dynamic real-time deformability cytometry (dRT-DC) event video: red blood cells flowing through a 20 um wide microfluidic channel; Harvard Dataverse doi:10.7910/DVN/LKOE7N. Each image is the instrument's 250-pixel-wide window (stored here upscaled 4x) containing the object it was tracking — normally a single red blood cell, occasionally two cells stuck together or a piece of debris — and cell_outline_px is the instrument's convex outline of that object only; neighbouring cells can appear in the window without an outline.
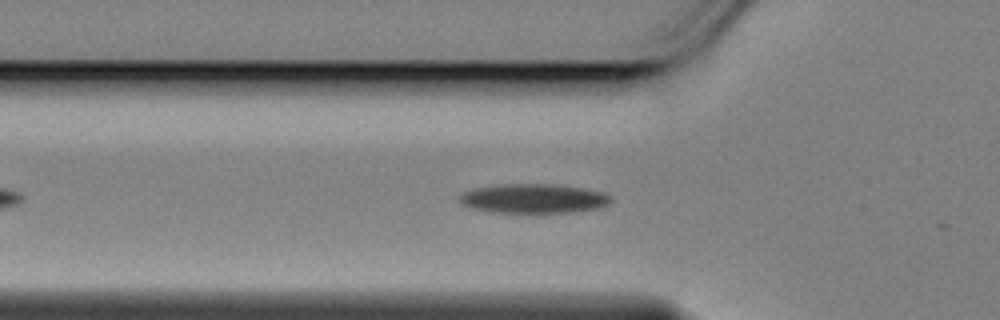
{"species": "Egyptian fruit bat (a non-hibernating species)", "species_latin": "Rousettus aegyptiacus", "temperature_condition": "cold", "stored_images_in_passage": 40, "camera_frame_rate_fps": 3000, "um_per_image_px": 0.085, "animal": {"sex": "female"}, "frame": {"image": 1, "passage_image": 9, "time_ms": 2.667, "image_size_px": [1000, 320], "cell_outline_px": [[612, 200], [608, 204], [600, 208], [576, 212], [492, 212], [476, 208], [464, 204], [460, 200], [460, 196], [464, 192], [472, 188], [496, 184], [556, 184], [580, 188], [600, 192], [612, 196]], "centroid_in_image_um": [45.39, 16.86], "position_along_channel_um": 80.4, "area_um2": 25.66}}
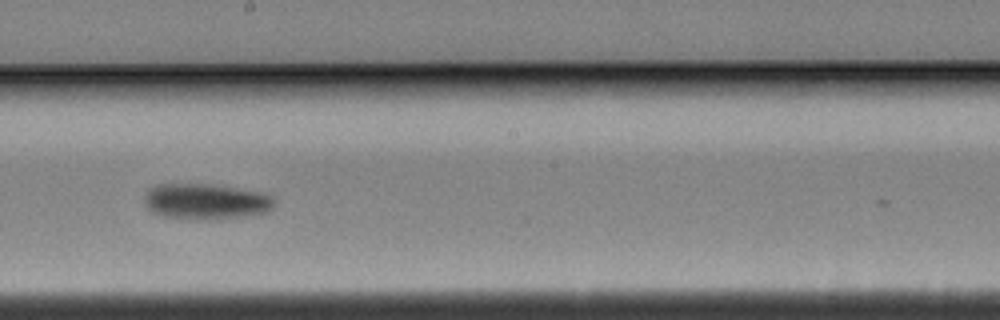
{"frame": {"image": 2, "passage_image": 22, "time_ms": 7.0, "image_size_px": [1000, 320], "cell_outline_px": [[276, 204], [268, 212], [244, 216], [208, 220], [188, 220], [164, 216], [152, 212], [144, 204], [144, 200], [148, 192], [152, 188], [164, 184], [208, 184], [260, 192], [272, 196], [276, 200]], "centroid_in_image_um": [17.53, 17.15], "position_along_channel_um": 230.7, "area_um2": 27.05}}
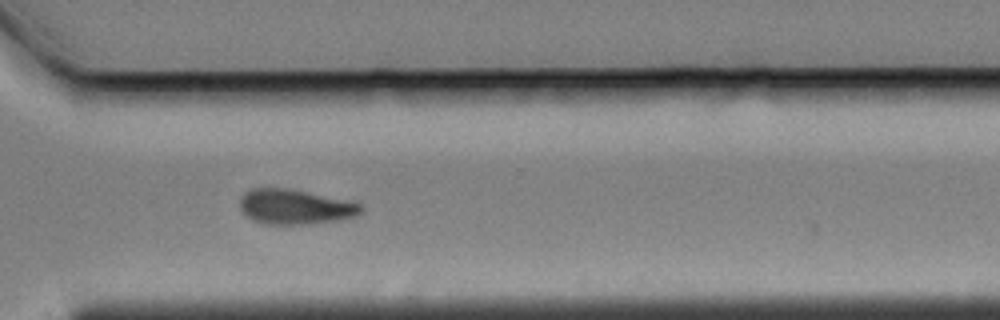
{"frame": {"image": 3, "passage_image": 32, "time_ms": 10.333, "image_size_px": [1000, 320], "cell_outline_px": [[364, 212], [356, 216], [340, 220], [312, 224], [264, 224], [252, 220], [240, 208], [240, 200], [244, 192], [252, 188], [284, 188], [304, 192], [360, 204], [364, 208]], "centroid_in_image_um": [25.06, 17.6], "position_along_channel_um": 345.5, "area_um2": 24.33}, "authors_computed_cell_mechanics": {"area_um2": 25.721, "velocity_mm_per_s": 3.4492, "shape_relaxation_time_tau1_ms": 3.6438, "shape_relaxation_time_tau2_ms": null, "deformation_change_tau1": 0.1152, "deformation_change_tau2": null}}